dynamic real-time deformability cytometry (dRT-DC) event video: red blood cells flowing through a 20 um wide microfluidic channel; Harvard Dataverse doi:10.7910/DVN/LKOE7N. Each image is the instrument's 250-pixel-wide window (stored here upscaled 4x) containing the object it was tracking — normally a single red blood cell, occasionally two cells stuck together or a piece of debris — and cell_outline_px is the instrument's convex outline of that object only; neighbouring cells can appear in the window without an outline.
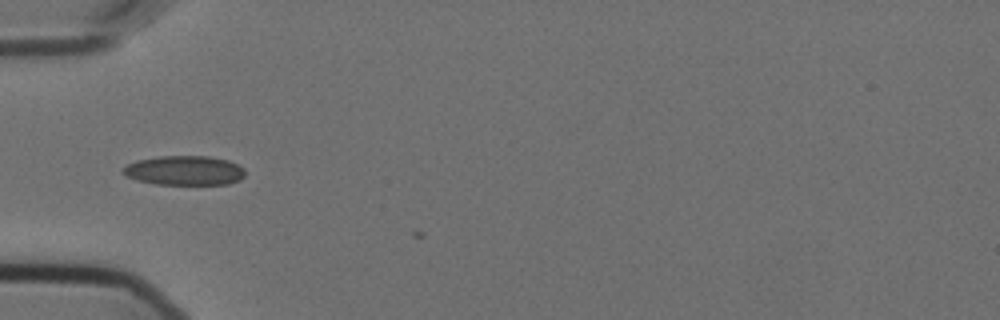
{"species": "Egyptian fruit bat (a non-hibernating species)", "species_latin": "Rousettus aegyptiacus", "temperature_condition": "cold", "stored_images_in_passage": 6, "camera_frame_rate_fps": 3000, "um_per_image_px": 0.085, "animal": {"sex": "female"}, "frame": {"image": 1, "passage_image": 1, "time_ms": 0.0, "image_size_px": [1000, 320], "cell_outline_px": [[244, 176], [240, 180], [228, 184], [156, 184], [136, 180], [124, 176], [120, 172], [128, 164], [136, 160], [156, 156], [208, 156], [228, 160], [244, 168]], "centroid_in_image_um": [15.64, 14.49], "position_along_channel_um": 69.4, "area_um2": 21.1}}
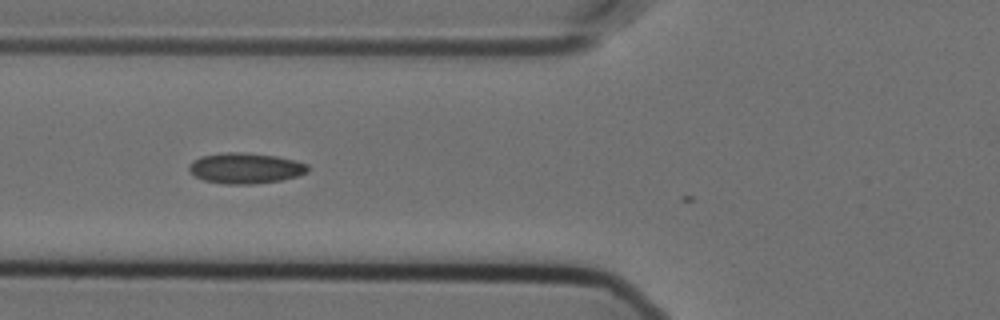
{"frame": {"image": 2, "passage_image": 4, "time_ms": 1.0, "image_size_px": [1000, 320], "cell_outline_px": [[308, 172], [296, 176], [280, 180], [252, 184], [224, 184], [204, 180], [196, 176], [188, 168], [188, 164], [192, 160], [200, 156], [228, 152], [244, 152], [276, 156], [308, 164]], "centroid_in_image_um": [20.83, 14.29], "position_along_channel_um": 105.0, "area_um2": 21.1}}